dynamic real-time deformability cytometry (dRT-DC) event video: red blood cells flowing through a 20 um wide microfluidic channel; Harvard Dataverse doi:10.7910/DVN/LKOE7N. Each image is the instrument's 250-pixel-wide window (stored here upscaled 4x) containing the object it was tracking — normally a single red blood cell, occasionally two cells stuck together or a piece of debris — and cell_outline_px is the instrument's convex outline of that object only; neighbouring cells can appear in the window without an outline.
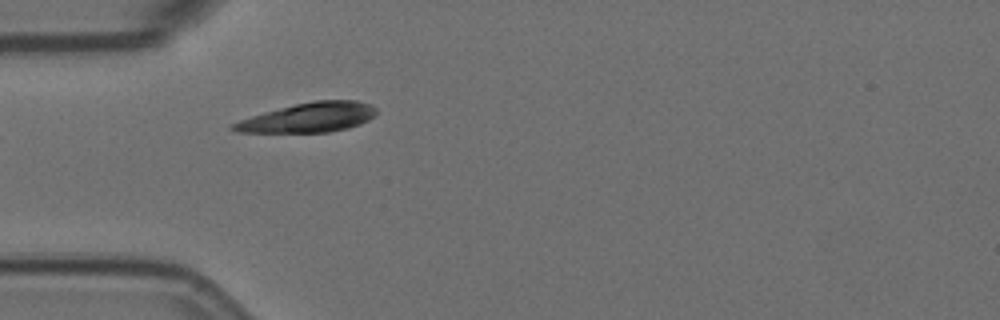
{"species": "Egyptian fruit bat (a non-hibernating species)", "species_latin": "Rousettus aegyptiacus", "temperature_condition": "room temperature", "stored_images_in_passage": 1, "camera_frame_rate_fps": 3000, "um_per_image_px": 0.085, "animal": {"sex": "female"}, "frame": {"image": 1, "passage_image": 1, "time_ms": 0.0, "image_size_px": [1000, 320], "cell_outline_px": [[376, 112], [368, 120], [360, 124], [348, 128], [328, 132], [236, 132], [228, 128], [228, 124], [264, 112], [296, 104], [316, 100], [356, 100], [372, 104], [376, 108]], "centroid_in_image_um": [26.22, 9.99], "position_along_channel_um": 58.8, "area_um2": 24.57}}